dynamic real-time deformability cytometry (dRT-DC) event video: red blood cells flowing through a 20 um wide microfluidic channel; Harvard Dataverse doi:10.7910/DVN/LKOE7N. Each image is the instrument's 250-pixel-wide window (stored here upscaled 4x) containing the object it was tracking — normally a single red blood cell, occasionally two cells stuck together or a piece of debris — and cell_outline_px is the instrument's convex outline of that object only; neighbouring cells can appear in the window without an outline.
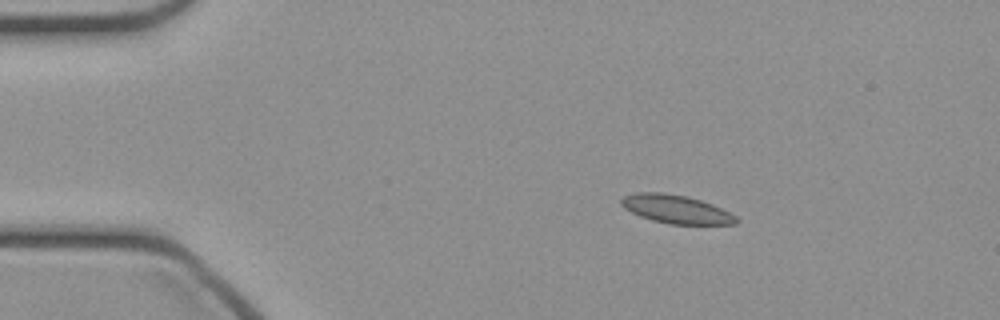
{"species": "common noctule bat (a hibernating species)", "species_latin": "Nyctalus noctula", "temperature_condition": "cold", "stored_images_in_passage": 41, "camera_frame_rate_fps": 3000, "um_per_image_px": 0.085, "animal": {"sex": "female", "body_mass_g": 21.9}, "frame": {"image": 1, "passage_image": 1, "time_ms": 0.0, "image_size_px": [1000, 320], "cell_outline_px": [[740, 220], [736, 224], [668, 224], [652, 220], [640, 216], [624, 208], [620, 204], [620, 200], [624, 196], [636, 192], [664, 192], [688, 196], [712, 204], [736, 216]], "centroid_in_image_um": [57.45, 17.77], "position_along_channel_um": 27.6, "area_um2": 19.07}}
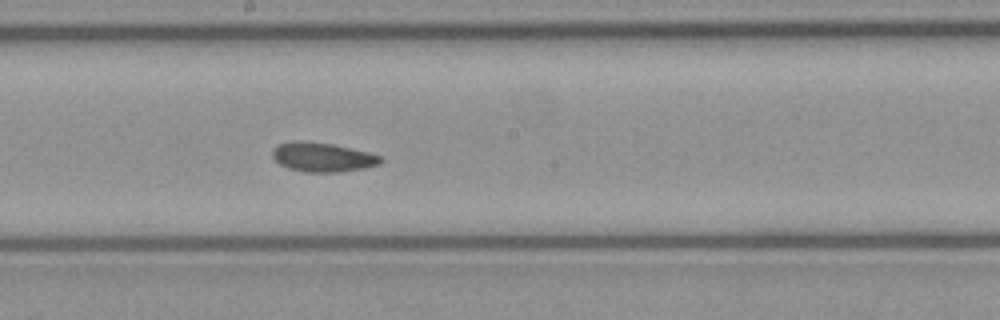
{"frame": {"image": 2, "passage_image": 19, "time_ms": 6.0, "image_size_px": [1000, 320], "cell_outline_px": [[384, 160], [380, 164], [364, 168], [340, 172], [304, 172], [288, 168], [280, 164], [272, 156], [272, 148], [280, 144], [292, 140], [304, 140], [332, 144], [368, 152], [380, 156]], "centroid_in_image_um": [27.4, 13.35], "position_along_channel_um": 220.8, "area_um2": 18.55}}
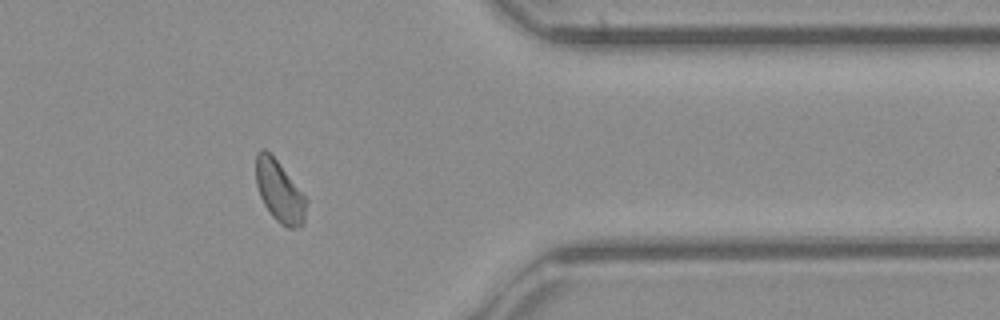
{"frame": {"image": 3, "passage_image": 32, "time_ms": 10.333, "image_size_px": [1000, 320], "cell_outline_px": [[308, 200], [304, 224], [300, 228], [288, 228], [280, 224], [272, 216], [264, 204], [260, 196], [256, 184], [256, 152], [260, 148], [264, 148], [276, 160]], "centroid_in_image_um": [23.76, 16.31], "position_along_channel_um": 387.6, "area_um2": 18.03}}